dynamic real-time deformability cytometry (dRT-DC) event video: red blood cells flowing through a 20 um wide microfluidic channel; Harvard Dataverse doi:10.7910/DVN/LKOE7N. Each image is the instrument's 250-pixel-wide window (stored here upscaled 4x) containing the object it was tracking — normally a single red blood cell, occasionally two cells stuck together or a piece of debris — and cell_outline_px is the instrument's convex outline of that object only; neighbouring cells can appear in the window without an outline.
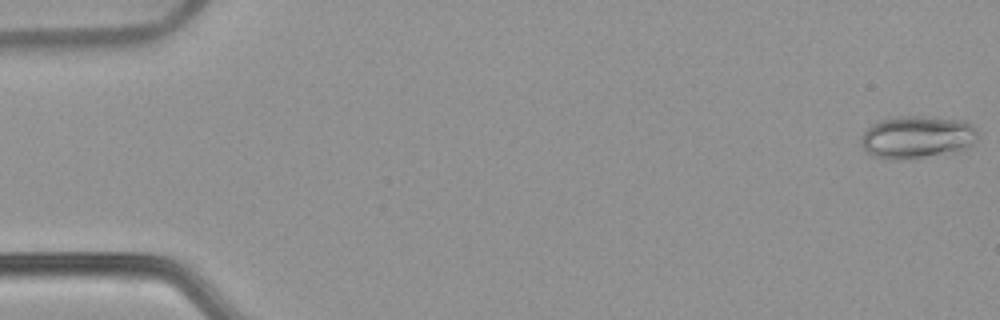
{"species": "common noctule bat (a hibernating species)", "species_latin": "Nyctalus noctula", "temperature_condition": "warm", "stored_images_in_passage": 15, "camera_frame_rate_fps": 3000, "um_per_image_px": 0.085, "animal": {"sex": "female", "body_mass_g": 22.7, "forearm_length_mm": 54.2}, "frame": {"image": 1, "passage_image": 1, "time_ms": 0.0, "image_size_px": [1000, 320], "cell_outline_px": [[980, 136], [968, 148], [924, 156], [872, 156], [860, 144], [860, 136], [872, 124], [880, 120], [896, 116], [932, 116], [968, 120], [976, 128]], "centroid_in_image_um": [78.02, 11.57], "position_along_channel_um": 7.0, "area_um2": 28.44}}